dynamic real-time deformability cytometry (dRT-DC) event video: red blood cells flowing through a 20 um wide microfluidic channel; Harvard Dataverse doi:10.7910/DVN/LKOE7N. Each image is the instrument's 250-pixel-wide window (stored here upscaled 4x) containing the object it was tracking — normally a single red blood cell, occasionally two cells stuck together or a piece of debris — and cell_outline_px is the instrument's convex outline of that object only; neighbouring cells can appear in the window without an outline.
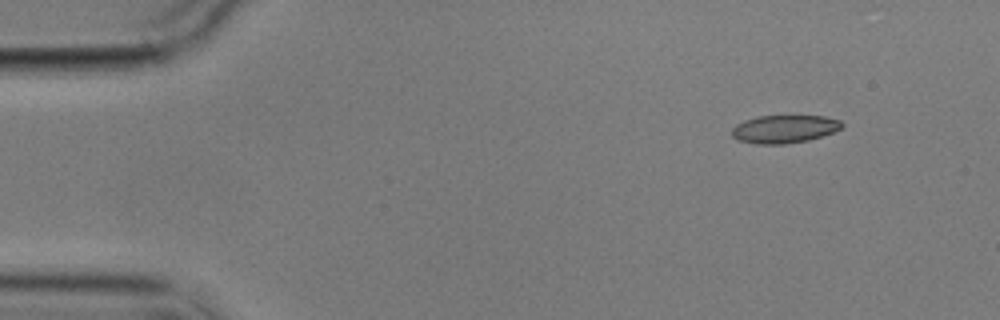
{"species": "common noctule bat (a hibernating species)", "species_latin": "Nyctalus noctula", "temperature_condition": "cold", "stored_images_in_passage": 4, "camera_frame_rate_fps": 3000, "um_per_image_px": 0.085, "animal": {"sex": "male", "body_mass_g": 17.9}, "frame": {"image": 1, "passage_image": 1, "time_ms": 0.0, "image_size_px": [1000, 320], "cell_outline_px": [[844, 124], [840, 128], [832, 132], [808, 140], [784, 144], [756, 144], [736, 140], [732, 136], [732, 128], [736, 124], [744, 120], [756, 116], [824, 116], [840, 120]], "centroid_in_image_um": [66.62, 10.96], "position_along_channel_um": 18.4, "area_um2": 17.92}}
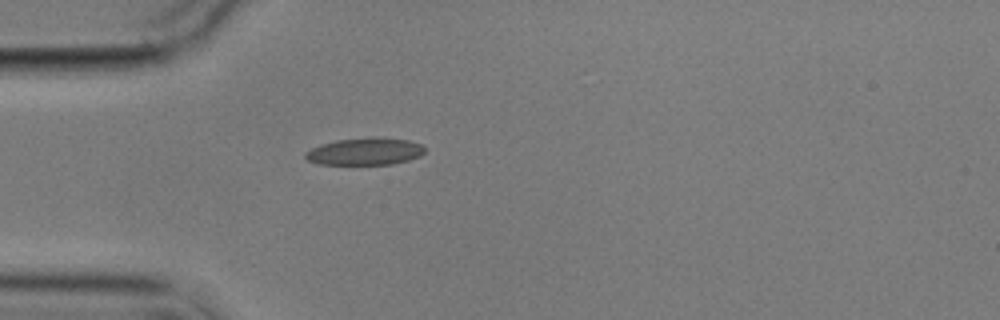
{"frame": {"image": 2, "passage_image": 4, "time_ms": 3.333, "image_size_px": [1000, 320], "cell_outline_px": [[424, 152], [420, 156], [408, 160], [392, 164], [320, 164], [308, 160], [304, 156], [304, 152], [320, 144], [336, 140], [376, 136], [408, 140], [424, 144]], "centroid_in_image_um": [31.04, 12.86], "position_along_channel_um": 54.0, "area_um2": 19.07}}